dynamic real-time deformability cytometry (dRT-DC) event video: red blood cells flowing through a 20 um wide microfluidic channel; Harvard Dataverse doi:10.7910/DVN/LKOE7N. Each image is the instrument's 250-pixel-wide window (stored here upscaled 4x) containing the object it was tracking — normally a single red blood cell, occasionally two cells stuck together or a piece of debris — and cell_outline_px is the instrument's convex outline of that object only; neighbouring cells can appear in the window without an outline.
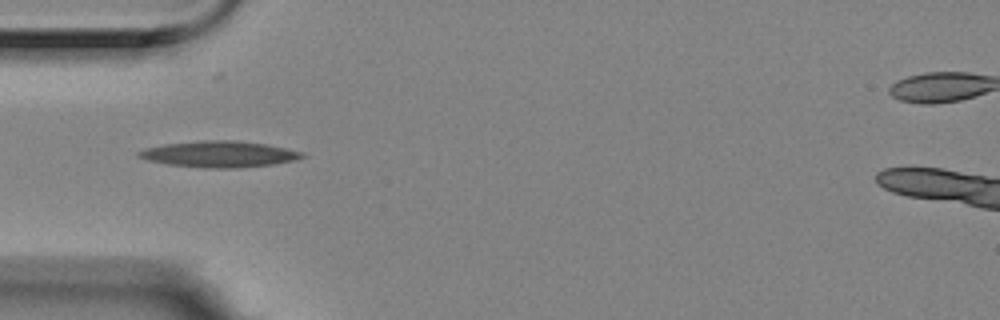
{"species": "Egyptian fruit bat (a non-hibernating species)", "species_latin": "Rousettus aegyptiacus", "temperature_condition": "room temperature", "stored_images_in_passage": 6, "camera_frame_rate_fps": 3000, "um_per_image_px": 0.085, "animal": {"sex": "female"}, "frame": {"image": 1, "passage_image": 3, "time_ms": 0.667, "image_size_px": [1000, 320], "cell_outline_px": [[308, 156], [296, 160], [272, 164], [236, 168], [204, 168], [168, 164], [148, 160], [136, 156], [136, 152], [144, 148], [164, 144], [200, 140], [236, 140], [264, 144], [304, 152]], "centroid_in_image_um": [18.62, 13.1], "position_along_channel_um": 66.4, "area_um2": 25.03}}
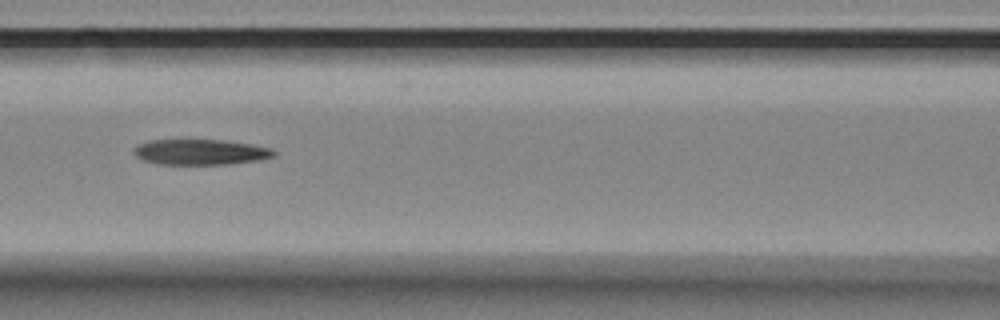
{"frame": {"image": 2, "passage_image": 5, "time_ms": 1.333, "image_size_px": [1000, 320], "cell_outline_px": [[276, 156], [256, 160], [224, 164], [156, 164], [144, 160], [136, 156], [132, 152], [140, 144], [148, 140], [224, 140], [252, 144], [272, 148], [276, 152]], "centroid_in_image_um": [17.05, 12.92], "position_along_channel_um": 149.5, "area_um2": 20.69}}
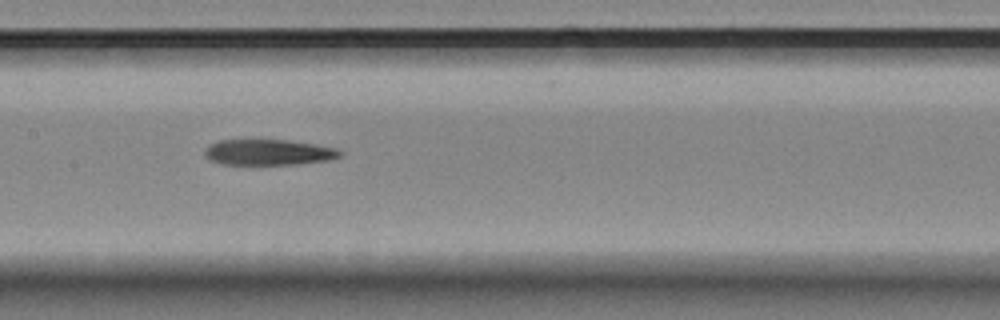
{"frame": {"image": 3, "passage_image": 6, "time_ms": 1.667, "image_size_px": [1000, 320], "cell_outline_px": [[344, 152], [340, 156], [328, 160], [296, 164], [220, 164], [208, 160], [204, 156], [204, 148], [208, 144], [220, 140], [288, 140], [316, 144], [336, 148]], "centroid_in_image_um": [22.78, 12.94], "position_along_channel_um": 184.6, "area_um2": 20.46}}